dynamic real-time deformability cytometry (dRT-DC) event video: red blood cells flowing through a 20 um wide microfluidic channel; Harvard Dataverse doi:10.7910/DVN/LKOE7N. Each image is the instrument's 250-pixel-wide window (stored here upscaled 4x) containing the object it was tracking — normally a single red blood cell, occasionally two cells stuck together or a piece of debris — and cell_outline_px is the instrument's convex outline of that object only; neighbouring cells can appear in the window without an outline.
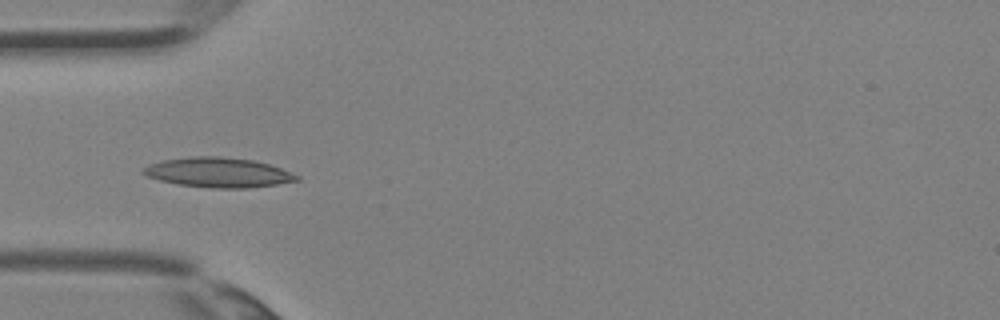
{"species": "Egyptian fruit bat (a non-hibernating species)", "species_latin": "Rousettus aegyptiacus", "temperature_condition": "room temperature", "stored_images_in_passage": 4, "camera_frame_rate_fps": 3000, "um_per_image_px": 0.085, "animal": {"sex": "female"}, "frame": {"image": 1, "passage_image": 4, "time_ms": 1.0, "image_size_px": [1000, 320], "cell_outline_px": [[300, 180], [276, 184], [244, 188], [212, 188], [180, 184], [160, 180], [148, 176], [140, 172], [148, 164], [164, 160], [192, 156], [220, 156], [252, 160], [268, 164], [280, 168], [300, 176]], "centroid_in_image_um": [18.54, 14.65], "position_along_channel_um": 66.5, "area_um2": 26.36}}